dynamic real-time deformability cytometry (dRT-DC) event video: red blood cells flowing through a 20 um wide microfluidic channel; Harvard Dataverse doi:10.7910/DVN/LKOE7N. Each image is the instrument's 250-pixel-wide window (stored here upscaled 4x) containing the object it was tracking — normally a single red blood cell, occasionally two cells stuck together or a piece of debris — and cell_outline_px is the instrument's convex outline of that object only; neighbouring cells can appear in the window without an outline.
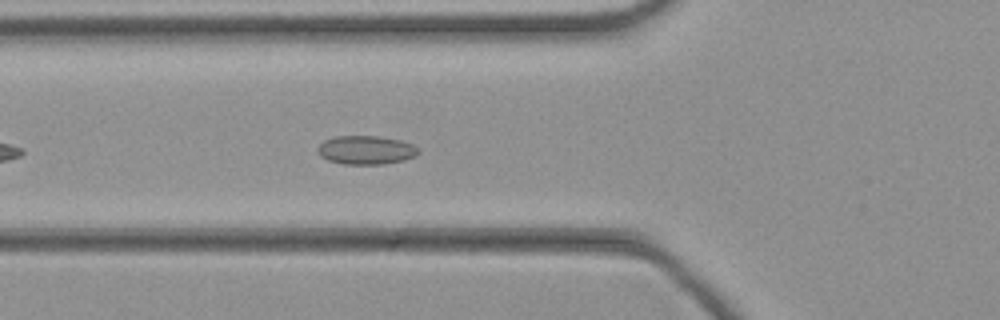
{"species": "common noctule bat (a hibernating species)", "species_latin": "Nyctalus noctula", "temperature_condition": "cold", "stored_images_in_passage": 23, "camera_frame_rate_fps": 3000, "um_per_image_px": 0.085, "animal": {"sex": "female", "body_mass_g": 21.9}, "frame": {"image": 1, "passage_image": 6, "time_ms": 1.667, "image_size_px": [1000, 320], "cell_outline_px": [[420, 152], [416, 156], [404, 160], [384, 164], [344, 164], [328, 160], [320, 156], [316, 148], [324, 140], [336, 136], [380, 136], [400, 140], [412, 144]], "centroid_in_image_um": [31.1, 12.75], "position_along_channel_um": 94.7, "area_um2": 16.88}}
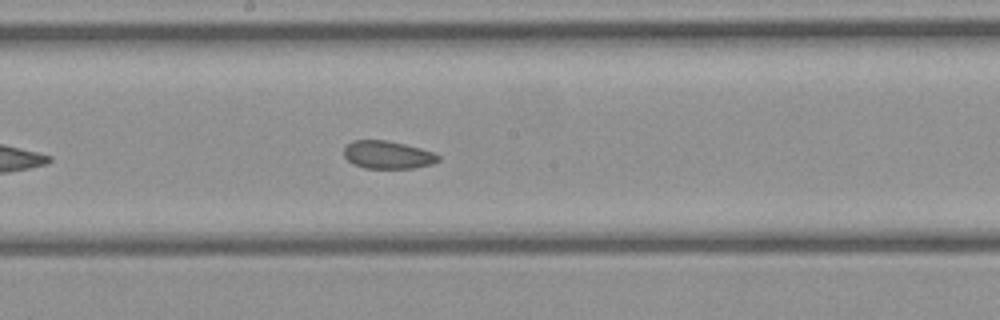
{"frame": {"image": 2, "passage_image": 14, "time_ms": 4.333, "image_size_px": [1000, 320], "cell_outline_px": [[440, 160], [432, 164], [412, 168], [364, 168], [352, 164], [344, 156], [344, 148], [352, 140], [388, 140], [436, 152], [440, 156]], "centroid_in_image_um": [32.96, 13.16], "position_along_channel_um": 215.2, "area_um2": 15.43}}
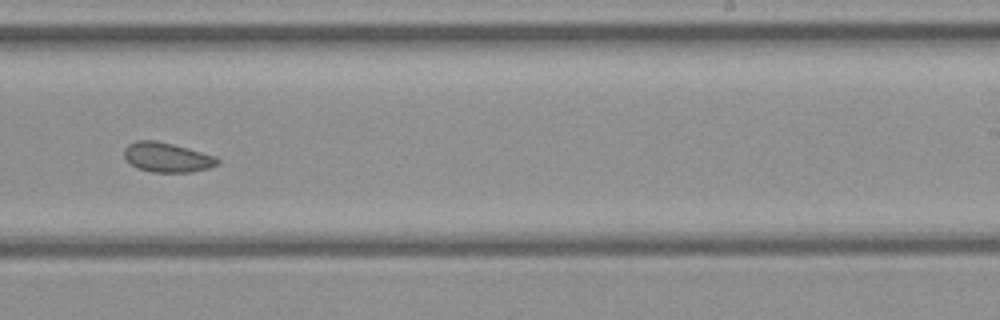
{"frame": {"image": 3, "passage_image": 18, "time_ms": 5.667, "image_size_px": [1000, 320], "cell_outline_px": [[220, 164], [208, 168], [192, 172], [152, 172], [136, 168], [124, 156], [124, 148], [128, 144], [136, 140], [156, 140], [188, 148], [216, 156], [220, 160]], "centroid_in_image_um": [14.21, 13.37], "position_along_channel_um": 274.8, "area_um2": 16.18}}